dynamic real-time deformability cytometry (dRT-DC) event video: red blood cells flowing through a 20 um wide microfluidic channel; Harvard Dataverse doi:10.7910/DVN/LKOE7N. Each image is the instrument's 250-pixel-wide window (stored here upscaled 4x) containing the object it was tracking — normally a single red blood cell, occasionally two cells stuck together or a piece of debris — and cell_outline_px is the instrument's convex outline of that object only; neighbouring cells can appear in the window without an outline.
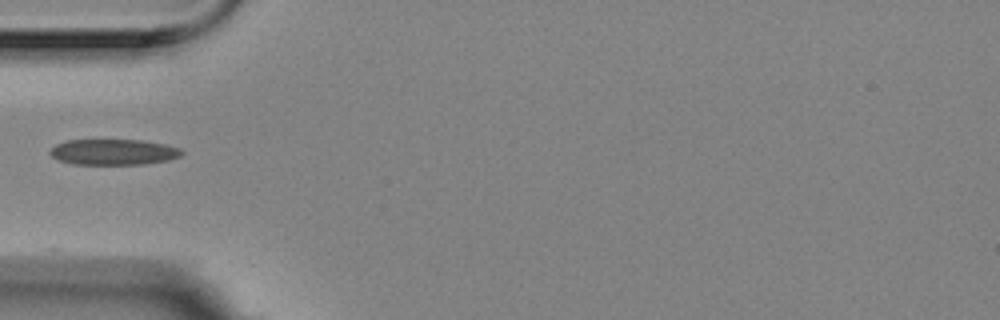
{"species": "Egyptian fruit bat (a non-hibernating species)", "species_latin": "Rousettus aegyptiacus", "temperature_condition": "room temperature", "stored_images_in_passage": 3, "camera_frame_rate_fps": 3000, "um_per_image_px": 0.085, "animal": {"sex": "female"}, "frame": {"image": 1, "passage_image": 3, "time_ms": 0.667, "image_size_px": [1000, 320], "cell_outline_px": [[184, 152], [180, 156], [168, 160], [144, 164], [72, 164], [60, 160], [52, 156], [48, 152], [56, 144], [68, 140], [144, 140], [164, 144], [180, 148]], "centroid_in_image_um": [9.66, 12.92], "position_along_channel_um": 75.3, "area_um2": 19.71}}